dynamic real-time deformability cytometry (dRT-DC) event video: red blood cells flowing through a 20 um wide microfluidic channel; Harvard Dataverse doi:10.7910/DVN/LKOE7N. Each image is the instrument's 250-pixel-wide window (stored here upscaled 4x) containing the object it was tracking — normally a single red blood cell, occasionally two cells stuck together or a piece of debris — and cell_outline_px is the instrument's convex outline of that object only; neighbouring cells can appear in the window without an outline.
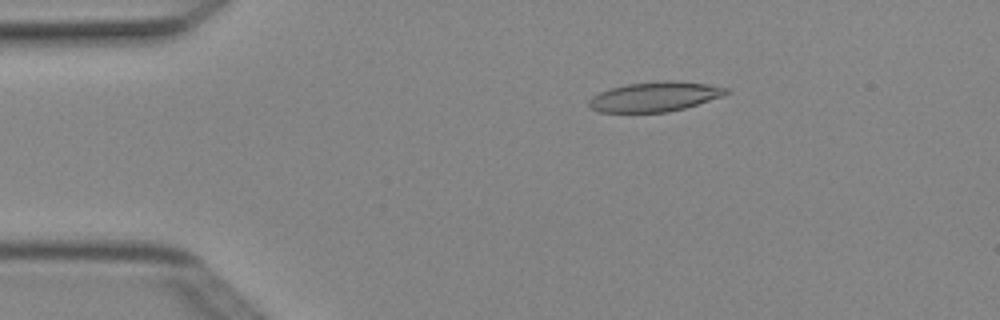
{"species": "Egyptian fruit bat (a non-hibernating species)", "species_latin": "Rousettus aegyptiacus", "temperature_condition": "cold", "stored_images_in_passage": 5, "camera_frame_rate_fps": 3000, "um_per_image_px": 0.085, "animal": {"sex": "female"}, "frame": {"image": 1, "passage_image": 3, "time_ms": 0.667, "image_size_px": [1000, 320], "cell_outline_px": [[732, 92], [724, 96], [684, 108], [668, 112], [600, 112], [588, 108], [588, 100], [592, 96], [600, 92], [612, 88], [628, 84], [664, 80], [676, 80], [708, 84], [728, 88]], "centroid_in_image_um": [55.69, 8.21], "position_along_channel_um": 29.3, "area_um2": 23.93}}
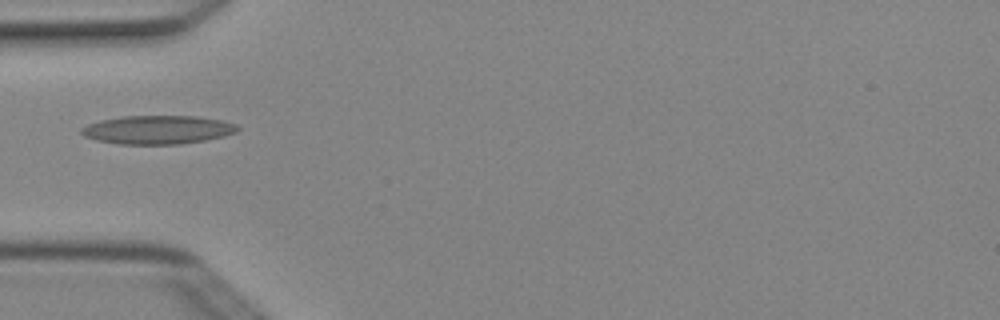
{"frame": {"image": 2, "passage_image": 5, "time_ms": 1.333, "image_size_px": [1000, 320], "cell_outline_px": [[240, 128], [236, 132], [224, 136], [204, 140], [180, 144], [120, 144], [96, 140], [84, 136], [80, 132], [80, 128], [88, 124], [100, 120], [120, 116], [196, 116], [224, 120], [236, 124]], "centroid_in_image_um": [13.4, 11.02], "position_along_channel_um": 71.6, "area_um2": 26.13}}